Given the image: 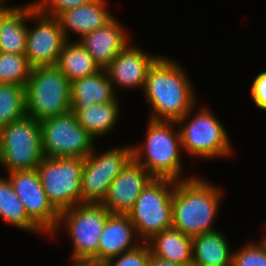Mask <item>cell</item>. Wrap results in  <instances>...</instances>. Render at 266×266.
I'll return each instance as SVG.
<instances>
[{
	"instance_id": "cell-1",
	"label": "cell",
	"mask_w": 266,
	"mask_h": 266,
	"mask_svg": "<svg viewBox=\"0 0 266 266\" xmlns=\"http://www.w3.org/2000/svg\"><path fill=\"white\" fill-rule=\"evenodd\" d=\"M177 63L160 56L148 71L143 93L153 109L150 120L177 121L195 107L191 80Z\"/></svg>"
},
{
	"instance_id": "cell-2",
	"label": "cell",
	"mask_w": 266,
	"mask_h": 266,
	"mask_svg": "<svg viewBox=\"0 0 266 266\" xmlns=\"http://www.w3.org/2000/svg\"><path fill=\"white\" fill-rule=\"evenodd\" d=\"M221 190L206 179L195 176L175 181L172 227L191 238L216 231L212 224L220 209V199L223 198Z\"/></svg>"
},
{
	"instance_id": "cell-3",
	"label": "cell",
	"mask_w": 266,
	"mask_h": 266,
	"mask_svg": "<svg viewBox=\"0 0 266 266\" xmlns=\"http://www.w3.org/2000/svg\"><path fill=\"white\" fill-rule=\"evenodd\" d=\"M144 144L134 145L133 159L143 166L153 178L182 181V151L179 129L173 127L176 121L148 120ZM181 149V151H180ZM145 157V158H144Z\"/></svg>"
},
{
	"instance_id": "cell-4",
	"label": "cell",
	"mask_w": 266,
	"mask_h": 266,
	"mask_svg": "<svg viewBox=\"0 0 266 266\" xmlns=\"http://www.w3.org/2000/svg\"><path fill=\"white\" fill-rule=\"evenodd\" d=\"M70 89L56 65L32 68L25 86L26 115L42 121L71 111Z\"/></svg>"
},
{
	"instance_id": "cell-5",
	"label": "cell",
	"mask_w": 266,
	"mask_h": 266,
	"mask_svg": "<svg viewBox=\"0 0 266 266\" xmlns=\"http://www.w3.org/2000/svg\"><path fill=\"white\" fill-rule=\"evenodd\" d=\"M174 187V180L153 178L143 188L132 209L127 213L136 228L138 239L143 238V242H147L153 236L172 227Z\"/></svg>"
},
{
	"instance_id": "cell-6",
	"label": "cell",
	"mask_w": 266,
	"mask_h": 266,
	"mask_svg": "<svg viewBox=\"0 0 266 266\" xmlns=\"http://www.w3.org/2000/svg\"><path fill=\"white\" fill-rule=\"evenodd\" d=\"M193 109L176 121L177 125L184 124L179 127L182 149L205 160L229 156L233 150L225 127L209 109L201 108L194 115Z\"/></svg>"
},
{
	"instance_id": "cell-7",
	"label": "cell",
	"mask_w": 266,
	"mask_h": 266,
	"mask_svg": "<svg viewBox=\"0 0 266 266\" xmlns=\"http://www.w3.org/2000/svg\"><path fill=\"white\" fill-rule=\"evenodd\" d=\"M82 158H43L37 166L40 183L53 207L60 213L82 203Z\"/></svg>"
},
{
	"instance_id": "cell-8",
	"label": "cell",
	"mask_w": 266,
	"mask_h": 266,
	"mask_svg": "<svg viewBox=\"0 0 266 266\" xmlns=\"http://www.w3.org/2000/svg\"><path fill=\"white\" fill-rule=\"evenodd\" d=\"M43 158L40 121L26 115L3 127L0 164L9 172L37 169Z\"/></svg>"
},
{
	"instance_id": "cell-9",
	"label": "cell",
	"mask_w": 266,
	"mask_h": 266,
	"mask_svg": "<svg viewBox=\"0 0 266 266\" xmlns=\"http://www.w3.org/2000/svg\"><path fill=\"white\" fill-rule=\"evenodd\" d=\"M40 124L45 158L84 159L93 151L95 139L78 123L72 111L46 118Z\"/></svg>"
},
{
	"instance_id": "cell-10",
	"label": "cell",
	"mask_w": 266,
	"mask_h": 266,
	"mask_svg": "<svg viewBox=\"0 0 266 266\" xmlns=\"http://www.w3.org/2000/svg\"><path fill=\"white\" fill-rule=\"evenodd\" d=\"M110 214L102 203H81L60 212L58 226L66 224L74 244L72 260H98L100 235Z\"/></svg>"
},
{
	"instance_id": "cell-11",
	"label": "cell",
	"mask_w": 266,
	"mask_h": 266,
	"mask_svg": "<svg viewBox=\"0 0 266 266\" xmlns=\"http://www.w3.org/2000/svg\"><path fill=\"white\" fill-rule=\"evenodd\" d=\"M132 147V145L114 147L102 154H97L93 150L94 152L83 159L82 203L103 202L112 181L133 159Z\"/></svg>"
},
{
	"instance_id": "cell-12",
	"label": "cell",
	"mask_w": 266,
	"mask_h": 266,
	"mask_svg": "<svg viewBox=\"0 0 266 266\" xmlns=\"http://www.w3.org/2000/svg\"><path fill=\"white\" fill-rule=\"evenodd\" d=\"M13 190L28 216L52 238L57 235L60 213L53 207L40 183L37 169L8 172Z\"/></svg>"
},
{
	"instance_id": "cell-13",
	"label": "cell",
	"mask_w": 266,
	"mask_h": 266,
	"mask_svg": "<svg viewBox=\"0 0 266 266\" xmlns=\"http://www.w3.org/2000/svg\"><path fill=\"white\" fill-rule=\"evenodd\" d=\"M36 25L27 31L26 57L34 67L56 65L66 38L57 17L40 14L32 8ZM31 28V29H30Z\"/></svg>"
},
{
	"instance_id": "cell-14",
	"label": "cell",
	"mask_w": 266,
	"mask_h": 266,
	"mask_svg": "<svg viewBox=\"0 0 266 266\" xmlns=\"http://www.w3.org/2000/svg\"><path fill=\"white\" fill-rule=\"evenodd\" d=\"M152 179L149 172L132 159L112 181L102 204L111 214H127Z\"/></svg>"
},
{
	"instance_id": "cell-15",
	"label": "cell",
	"mask_w": 266,
	"mask_h": 266,
	"mask_svg": "<svg viewBox=\"0 0 266 266\" xmlns=\"http://www.w3.org/2000/svg\"><path fill=\"white\" fill-rule=\"evenodd\" d=\"M160 55H150L139 47L128 44L105 68L114 87L143 89L148 71ZM115 84V86H114Z\"/></svg>"
},
{
	"instance_id": "cell-16",
	"label": "cell",
	"mask_w": 266,
	"mask_h": 266,
	"mask_svg": "<svg viewBox=\"0 0 266 266\" xmlns=\"http://www.w3.org/2000/svg\"><path fill=\"white\" fill-rule=\"evenodd\" d=\"M123 25L113 17L104 26L87 33L79 42L93 57L100 69H105L112 60L129 44L128 34Z\"/></svg>"
},
{
	"instance_id": "cell-17",
	"label": "cell",
	"mask_w": 266,
	"mask_h": 266,
	"mask_svg": "<svg viewBox=\"0 0 266 266\" xmlns=\"http://www.w3.org/2000/svg\"><path fill=\"white\" fill-rule=\"evenodd\" d=\"M136 228L127 214H110L98 243V260L106 261L129 251L142 243L135 239ZM134 236V237H133Z\"/></svg>"
},
{
	"instance_id": "cell-18",
	"label": "cell",
	"mask_w": 266,
	"mask_h": 266,
	"mask_svg": "<svg viewBox=\"0 0 266 266\" xmlns=\"http://www.w3.org/2000/svg\"><path fill=\"white\" fill-rule=\"evenodd\" d=\"M106 4L105 0H91L88 4L62 12L57 18L66 40H69L71 32L82 38L108 23L113 16L107 12Z\"/></svg>"
},
{
	"instance_id": "cell-19",
	"label": "cell",
	"mask_w": 266,
	"mask_h": 266,
	"mask_svg": "<svg viewBox=\"0 0 266 266\" xmlns=\"http://www.w3.org/2000/svg\"><path fill=\"white\" fill-rule=\"evenodd\" d=\"M107 72L100 69L96 73L71 82V110L108 102H118Z\"/></svg>"
},
{
	"instance_id": "cell-20",
	"label": "cell",
	"mask_w": 266,
	"mask_h": 266,
	"mask_svg": "<svg viewBox=\"0 0 266 266\" xmlns=\"http://www.w3.org/2000/svg\"><path fill=\"white\" fill-rule=\"evenodd\" d=\"M155 257L192 266V238L171 227L146 242Z\"/></svg>"
},
{
	"instance_id": "cell-21",
	"label": "cell",
	"mask_w": 266,
	"mask_h": 266,
	"mask_svg": "<svg viewBox=\"0 0 266 266\" xmlns=\"http://www.w3.org/2000/svg\"><path fill=\"white\" fill-rule=\"evenodd\" d=\"M192 249V266H231L233 250L218 230L193 237Z\"/></svg>"
},
{
	"instance_id": "cell-22",
	"label": "cell",
	"mask_w": 266,
	"mask_h": 266,
	"mask_svg": "<svg viewBox=\"0 0 266 266\" xmlns=\"http://www.w3.org/2000/svg\"><path fill=\"white\" fill-rule=\"evenodd\" d=\"M28 19H32L30 2L17 6L2 22L0 52L25 54L27 48Z\"/></svg>"
},
{
	"instance_id": "cell-23",
	"label": "cell",
	"mask_w": 266,
	"mask_h": 266,
	"mask_svg": "<svg viewBox=\"0 0 266 266\" xmlns=\"http://www.w3.org/2000/svg\"><path fill=\"white\" fill-rule=\"evenodd\" d=\"M66 40L60 51L56 66L70 81L87 77L100 70L93 57L88 53L84 46L79 42Z\"/></svg>"
},
{
	"instance_id": "cell-24",
	"label": "cell",
	"mask_w": 266,
	"mask_h": 266,
	"mask_svg": "<svg viewBox=\"0 0 266 266\" xmlns=\"http://www.w3.org/2000/svg\"><path fill=\"white\" fill-rule=\"evenodd\" d=\"M119 102L94 104L86 109L71 110L78 123L95 139L111 132L118 122Z\"/></svg>"
},
{
	"instance_id": "cell-25",
	"label": "cell",
	"mask_w": 266,
	"mask_h": 266,
	"mask_svg": "<svg viewBox=\"0 0 266 266\" xmlns=\"http://www.w3.org/2000/svg\"><path fill=\"white\" fill-rule=\"evenodd\" d=\"M0 217L8 224L30 232L44 231L28 216L8 178L0 176Z\"/></svg>"
},
{
	"instance_id": "cell-26",
	"label": "cell",
	"mask_w": 266,
	"mask_h": 266,
	"mask_svg": "<svg viewBox=\"0 0 266 266\" xmlns=\"http://www.w3.org/2000/svg\"><path fill=\"white\" fill-rule=\"evenodd\" d=\"M25 116V86L0 84V123L5 126Z\"/></svg>"
},
{
	"instance_id": "cell-27",
	"label": "cell",
	"mask_w": 266,
	"mask_h": 266,
	"mask_svg": "<svg viewBox=\"0 0 266 266\" xmlns=\"http://www.w3.org/2000/svg\"><path fill=\"white\" fill-rule=\"evenodd\" d=\"M31 70L25 54L0 52V84L26 86Z\"/></svg>"
},
{
	"instance_id": "cell-28",
	"label": "cell",
	"mask_w": 266,
	"mask_h": 266,
	"mask_svg": "<svg viewBox=\"0 0 266 266\" xmlns=\"http://www.w3.org/2000/svg\"><path fill=\"white\" fill-rule=\"evenodd\" d=\"M231 266H266V248L262 242H248L232 254Z\"/></svg>"
},
{
	"instance_id": "cell-29",
	"label": "cell",
	"mask_w": 266,
	"mask_h": 266,
	"mask_svg": "<svg viewBox=\"0 0 266 266\" xmlns=\"http://www.w3.org/2000/svg\"><path fill=\"white\" fill-rule=\"evenodd\" d=\"M151 255L148 244L141 243L137 247L126 251L119 256L105 261L106 266H147ZM115 260V261H114Z\"/></svg>"
},
{
	"instance_id": "cell-30",
	"label": "cell",
	"mask_w": 266,
	"mask_h": 266,
	"mask_svg": "<svg viewBox=\"0 0 266 266\" xmlns=\"http://www.w3.org/2000/svg\"><path fill=\"white\" fill-rule=\"evenodd\" d=\"M90 1L91 0H39L33 1V3L31 2L30 4L33 10L40 14L58 17L62 12L88 4Z\"/></svg>"
},
{
	"instance_id": "cell-31",
	"label": "cell",
	"mask_w": 266,
	"mask_h": 266,
	"mask_svg": "<svg viewBox=\"0 0 266 266\" xmlns=\"http://www.w3.org/2000/svg\"><path fill=\"white\" fill-rule=\"evenodd\" d=\"M251 98L256 107L266 111V71H262L253 80Z\"/></svg>"
},
{
	"instance_id": "cell-32",
	"label": "cell",
	"mask_w": 266,
	"mask_h": 266,
	"mask_svg": "<svg viewBox=\"0 0 266 266\" xmlns=\"http://www.w3.org/2000/svg\"><path fill=\"white\" fill-rule=\"evenodd\" d=\"M147 266H184V265L176 263V262L164 260V259L155 257L151 254L149 261L147 263Z\"/></svg>"
},
{
	"instance_id": "cell-33",
	"label": "cell",
	"mask_w": 266,
	"mask_h": 266,
	"mask_svg": "<svg viewBox=\"0 0 266 266\" xmlns=\"http://www.w3.org/2000/svg\"><path fill=\"white\" fill-rule=\"evenodd\" d=\"M71 266H106L105 261L95 259H73Z\"/></svg>"
},
{
	"instance_id": "cell-34",
	"label": "cell",
	"mask_w": 266,
	"mask_h": 266,
	"mask_svg": "<svg viewBox=\"0 0 266 266\" xmlns=\"http://www.w3.org/2000/svg\"><path fill=\"white\" fill-rule=\"evenodd\" d=\"M17 6L15 7H12V6H1L0 7V28H1V25H2V22L3 20L16 8Z\"/></svg>"
},
{
	"instance_id": "cell-35",
	"label": "cell",
	"mask_w": 266,
	"mask_h": 266,
	"mask_svg": "<svg viewBox=\"0 0 266 266\" xmlns=\"http://www.w3.org/2000/svg\"><path fill=\"white\" fill-rule=\"evenodd\" d=\"M3 127H4V125H2L0 123V145H1V142H2Z\"/></svg>"
},
{
	"instance_id": "cell-36",
	"label": "cell",
	"mask_w": 266,
	"mask_h": 266,
	"mask_svg": "<svg viewBox=\"0 0 266 266\" xmlns=\"http://www.w3.org/2000/svg\"><path fill=\"white\" fill-rule=\"evenodd\" d=\"M262 244L265 246V248H266V235L263 237V239H262Z\"/></svg>"
},
{
	"instance_id": "cell-37",
	"label": "cell",
	"mask_w": 266,
	"mask_h": 266,
	"mask_svg": "<svg viewBox=\"0 0 266 266\" xmlns=\"http://www.w3.org/2000/svg\"><path fill=\"white\" fill-rule=\"evenodd\" d=\"M3 2H5V0H0V7L4 6Z\"/></svg>"
}]
</instances>
